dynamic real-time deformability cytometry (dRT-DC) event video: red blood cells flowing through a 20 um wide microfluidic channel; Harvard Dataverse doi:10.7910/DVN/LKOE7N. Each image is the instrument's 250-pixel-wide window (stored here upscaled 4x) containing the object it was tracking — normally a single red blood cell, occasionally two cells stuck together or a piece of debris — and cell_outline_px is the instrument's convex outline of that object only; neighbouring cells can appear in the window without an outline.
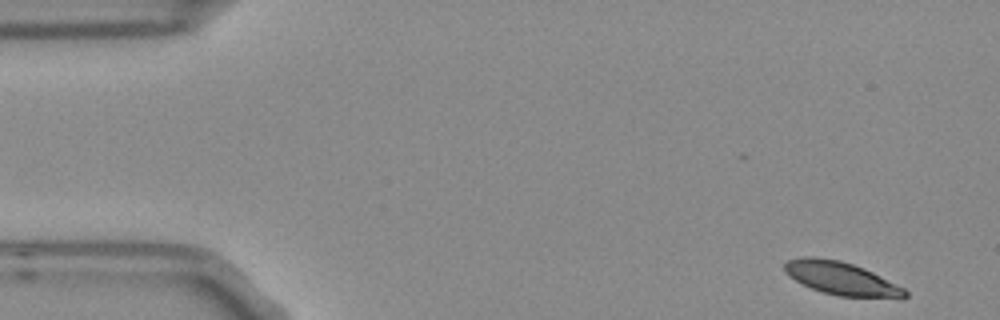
{"species": "Egyptian fruit bat (a non-hibernating species)", "species_latin": "Rousettus aegyptiacus", "temperature_condition": "room temperature", "stored_images_in_passage": 5, "camera_frame_rate_fps": 3000, "um_per_image_px": 0.085, "frame": {"image": 1, "passage_image": 1, "time_ms": 0.0, "image_size_px": [1000, 320], "cell_outline_px": [[908, 296], [904, 300], [900, 300], [836, 296], [812, 288], [788, 276], [784, 272], [784, 264], [788, 260], [800, 256], [816, 256], [840, 260], [864, 268], [904, 288], [908, 292]], "centroid_in_image_um": [71.57, 23.69], "position_along_channel_um": 13.4, "area_um2": 23.76}}